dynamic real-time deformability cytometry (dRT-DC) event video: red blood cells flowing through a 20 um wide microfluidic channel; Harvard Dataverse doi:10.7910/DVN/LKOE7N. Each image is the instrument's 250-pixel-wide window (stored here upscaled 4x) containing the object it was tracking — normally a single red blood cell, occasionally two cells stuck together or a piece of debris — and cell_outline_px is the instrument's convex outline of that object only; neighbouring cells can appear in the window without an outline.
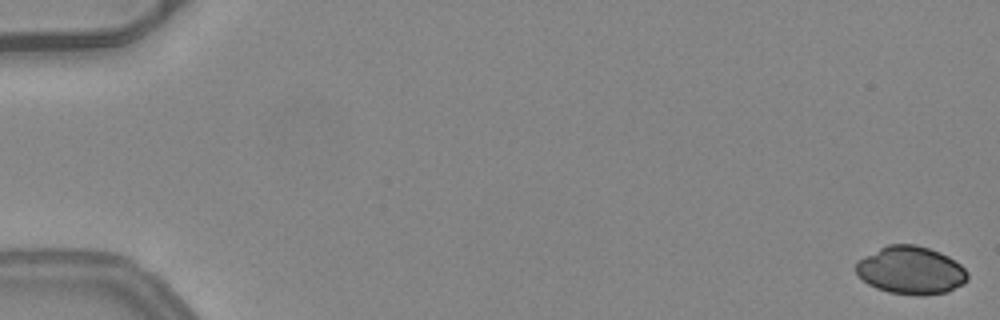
{"species": "common noctule bat (a hibernating species)", "species_latin": "Nyctalus noctula", "temperature_condition": "warm", "stored_images_in_passage": 52, "camera_frame_rate_fps": 3000, "um_per_image_px": 0.085, "animal": {"sex": "female", "body_mass_g": 24.6, "forearm_length_mm": 56.2}, "frame": {"image": 1, "passage_image": 1, "time_ms": 0.0, "image_size_px": [1000, 320], "cell_outline_px": [[968, 280], [964, 284], [948, 292], [920, 296], [888, 292], [876, 288], [868, 284], [856, 272], [856, 260], [888, 244], [916, 244], [940, 252], [948, 256], [960, 264], [968, 272]], "centroid_in_image_um": [77.44, 22.98], "position_along_channel_um": 7.6, "area_um2": 31.33}}